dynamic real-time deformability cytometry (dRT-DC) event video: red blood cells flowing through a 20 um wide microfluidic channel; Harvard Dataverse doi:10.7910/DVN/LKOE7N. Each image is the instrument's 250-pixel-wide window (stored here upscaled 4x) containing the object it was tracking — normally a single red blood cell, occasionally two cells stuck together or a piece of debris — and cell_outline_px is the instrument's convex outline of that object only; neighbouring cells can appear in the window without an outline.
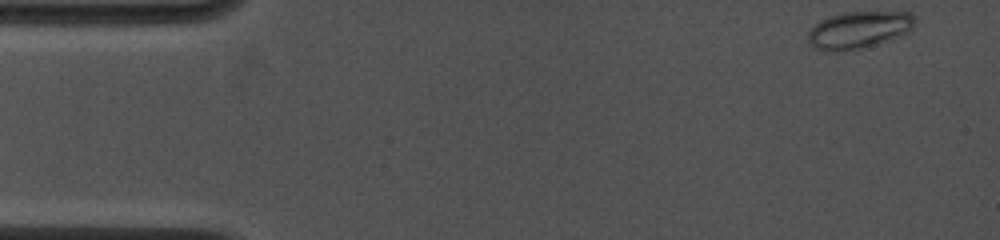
{"species": "common noctule bat (a hibernating species)", "species_latin": "Nyctalus noctula", "temperature_condition": "cold", "stored_images_in_passage": 25, "camera_frame_rate_fps": 4500, "um_per_image_px": 0.085, "animal": {"sex": "female", "body_mass_g": 19.0, "forearm_length_mm": 53.3}, "frame": {"image": 1, "passage_image": 1, "time_ms": 0.0, "image_size_px": [1000, 240], "cell_outline_px": [[916, 24], [908, 32], [892, 40], [844, 52], [828, 52], [812, 48], [808, 44], [808, 32], [820, 20], [828, 16], [844, 12], [912, 12], [916, 16]], "centroid_in_image_um": [73.0, 2.55], "position_along_channel_um": 12.0, "area_um2": 23.64}}
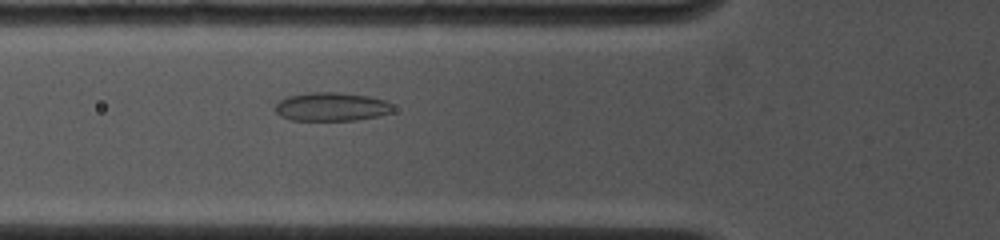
{"frame": {"image": 2, "passage_image": 14, "time_ms": 4.889, "image_size_px": [1000, 240], "cell_outline_px": [[392, 112], [380, 116], [356, 120], [292, 120], [280, 116], [272, 108], [280, 100], [288, 96], [304, 92], [336, 92], [368, 96], [384, 100], [392, 104]], "centroid_in_image_um": [28.14, 9.07], "position_along_channel_um": 97.7, "area_um2": 19.77}}
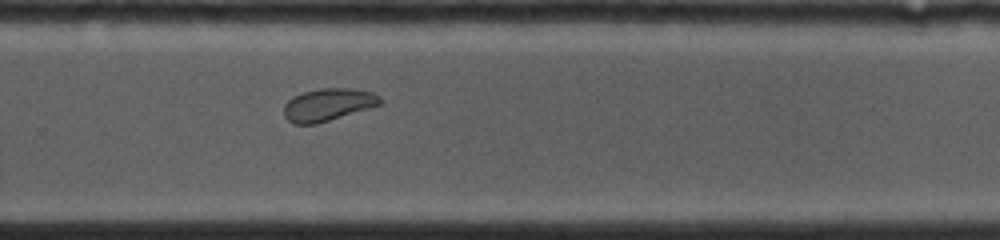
{"frame": {"image": 3, "passage_image": 25, "time_ms": 10.0, "image_size_px": [1000, 240], "cell_outline_px": [[380, 104], [368, 108], [316, 124], [296, 124], [288, 120], [284, 116], [284, 104], [292, 96], [304, 92], [320, 88], [352, 88], [372, 92], [380, 96]], "centroid_in_image_um": [27.84, 8.88], "position_along_channel_um": 302.0, "area_um2": 18.03}}